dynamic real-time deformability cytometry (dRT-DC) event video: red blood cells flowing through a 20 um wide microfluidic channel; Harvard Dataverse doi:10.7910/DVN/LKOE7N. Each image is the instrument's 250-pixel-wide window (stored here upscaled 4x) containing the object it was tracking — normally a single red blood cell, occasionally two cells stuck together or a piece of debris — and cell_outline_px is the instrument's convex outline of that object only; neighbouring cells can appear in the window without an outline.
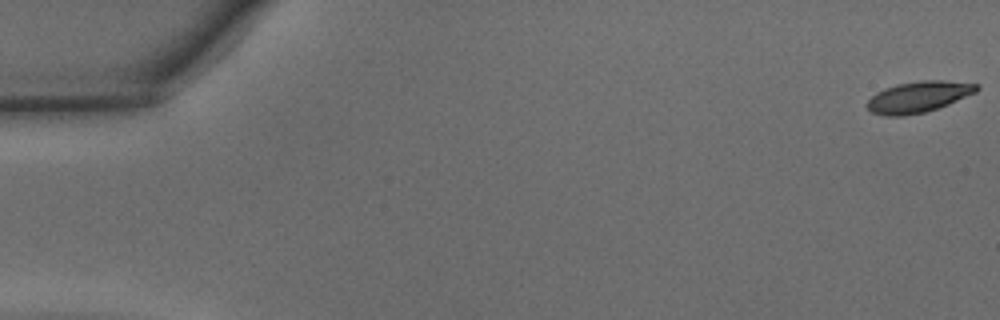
{"species": "common noctule bat (a hibernating species)", "species_latin": "Nyctalus noctula", "temperature_condition": "warm", "stored_images_in_passage": 47, "camera_frame_rate_fps": 3000, "um_per_image_px": 0.085, "animal": {"sex": "male", "body_mass_g": 15.6}, "frame": {"image": 1, "passage_image": 1, "time_ms": 0.0, "image_size_px": [1000, 320], "cell_outline_px": [[980, 88], [976, 92], [948, 104], [924, 112], [904, 116], [884, 116], [872, 112], [864, 104], [876, 92], [884, 88], [896, 84], [920, 80], [944, 80], [980, 84]], "centroid_in_image_um": [78.05, 8.22], "position_along_channel_um": 7.0, "area_um2": 19.94}}
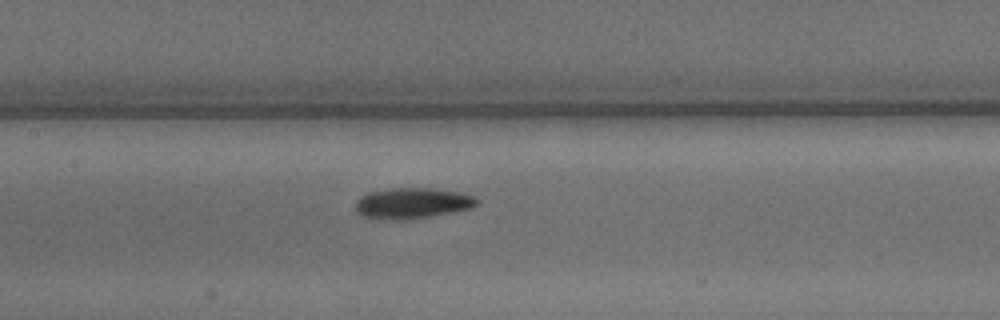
{"frame": {"image": 2, "passage_image": 23, "time_ms": 7.333, "image_size_px": [1000, 320], "cell_outline_px": [[476, 204], [472, 208], [428, 216], [404, 220], [388, 220], [360, 216], [356, 212], [356, 200], [360, 196], [368, 192], [388, 188], [432, 188], [456, 192], [476, 196]], "centroid_in_image_um": [34.97, 17.27], "position_along_channel_um": 172.4, "area_um2": 21.73}}
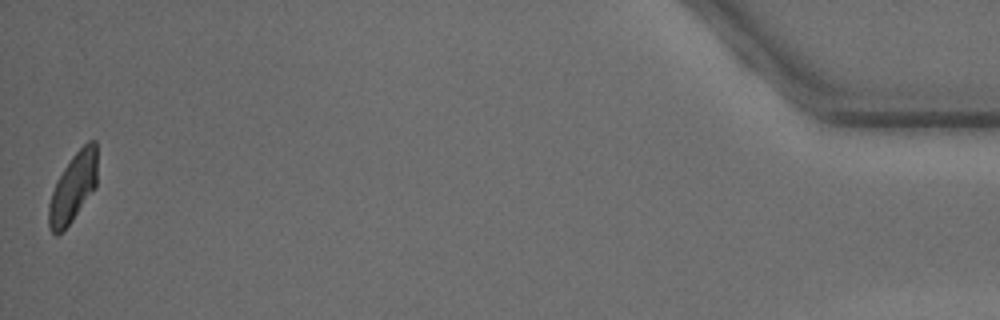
{"frame": {"image": 3, "passage_image": 47, "time_ms": 15.333, "image_size_px": [1000, 320], "cell_outline_px": [[96, 188], [72, 220], [56, 236], [48, 228], [48, 204], [56, 180], [72, 156], [88, 140], [96, 140]], "centroid_in_image_um": [6.2, 15.94], "position_along_channel_um": 429.0, "area_um2": 19.42}, "authors_computed_cell_mechanics": {"area_um2": 20.6924, "velocity_mm_per_s": 4.3428, "shape_relaxation_time_tau1_ms": 2.5987, "shape_relaxation_time_tau2_ms": 5.0535, "deformation_change_tau1": 0.1312, "deformation_change_tau2": 0.103}}